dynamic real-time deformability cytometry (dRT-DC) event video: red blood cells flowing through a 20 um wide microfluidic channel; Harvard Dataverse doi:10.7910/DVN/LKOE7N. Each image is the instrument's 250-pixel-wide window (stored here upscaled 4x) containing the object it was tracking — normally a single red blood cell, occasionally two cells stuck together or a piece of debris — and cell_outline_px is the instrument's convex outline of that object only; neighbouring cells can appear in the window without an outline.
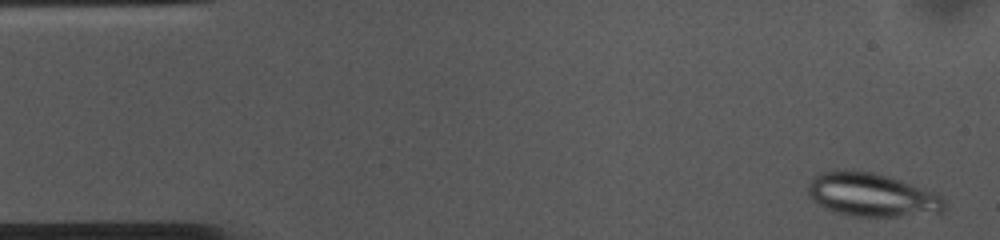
{"species": "common noctule bat (a hibernating species)", "species_latin": "Nyctalus noctula", "temperature_condition": "cold", "stored_images_in_passage": 55, "camera_frame_rate_fps": 3000, "um_per_image_px": 0.085, "animal": {"sex": "female", "body_mass_g": 10.0, "forearm_length_mm": 53.1}, "frame": {"image": 1, "passage_image": 2, "time_ms": 0.333, "image_size_px": [1000, 240], "cell_outline_px": [[944, 212], [900, 216], [852, 216], [828, 208], [812, 200], [808, 196], [808, 184], [820, 172], [844, 168], [872, 172], [888, 176], [936, 192], [944, 200]], "centroid_in_image_um": [74.1, 16.53], "position_along_channel_um": 10.9, "area_um2": 34.45}}
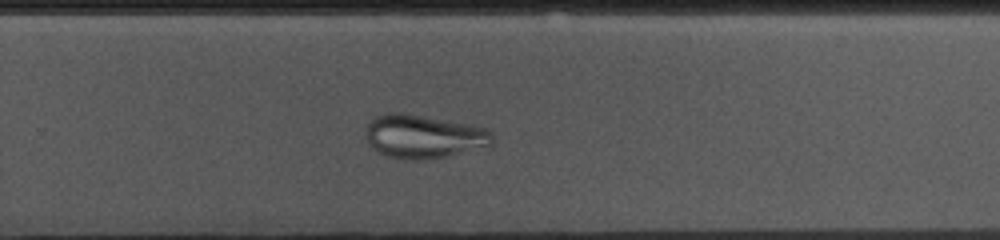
{"frame": {"image": 2, "passage_image": 34, "time_ms": 11.0, "image_size_px": [1000, 240], "cell_outline_px": [[492, 144], [448, 156], [424, 160], [412, 160], [388, 156], [372, 148], [368, 144], [364, 136], [364, 132], [368, 124], [376, 116], [388, 112], [396, 112], [476, 124], [484, 128], [492, 136]], "centroid_in_image_um": [35.96, 11.59], "position_along_channel_um": 293.8, "area_um2": 32.08}}
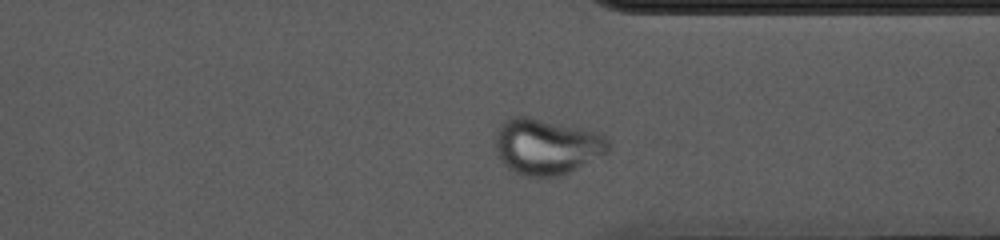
{"frame": {"image": 3, "passage_image": 40, "time_ms": 13.0, "image_size_px": [1000, 240], "cell_outline_px": [[608, 152], [572, 172], [564, 176], [524, 176], [508, 168], [496, 156], [496, 128], [504, 120], [512, 116], [528, 116], [584, 128], [596, 132], [604, 136], [608, 140]], "centroid_in_image_um": [46.44, 12.45], "position_along_channel_um": 365.0, "area_um2": 37.22}}